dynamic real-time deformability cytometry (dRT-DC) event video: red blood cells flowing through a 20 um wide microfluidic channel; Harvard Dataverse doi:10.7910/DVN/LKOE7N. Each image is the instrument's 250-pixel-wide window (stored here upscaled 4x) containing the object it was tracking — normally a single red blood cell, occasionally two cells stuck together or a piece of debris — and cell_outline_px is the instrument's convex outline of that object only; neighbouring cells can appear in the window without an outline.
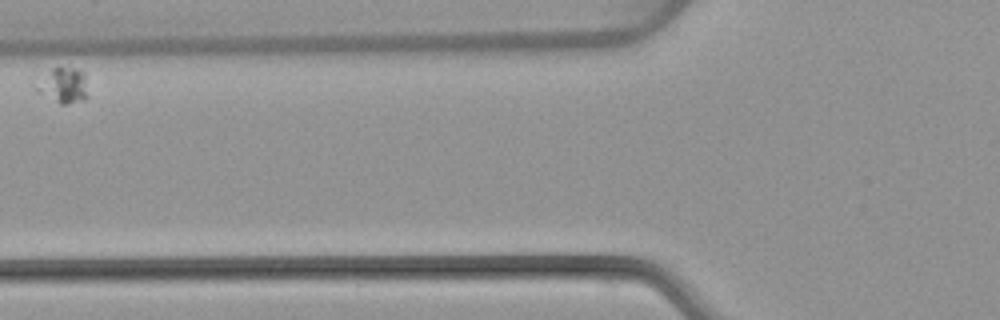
{"species": "common noctule bat (a hibernating species)", "species_latin": "Nyctalus noctula", "temperature_condition": "warm", "stored_images_in_passage": 5, "camera_frame_rate_fps": 3000, "um_per_image_px": 0.085, "animal": {"sex": "female", "body_mass_g": 22.7, "forearm_length_mm": 54.2}, "frame": {"image": 1, "passage_image": 2, "time_ms": 2.0, "image_size_px": [1000, 320], "cell_outline_px": [[88, 96], [84, 100], [68, 104], [60, 104], [32, 88], [32, 84], [52, 68], [72, 68], [84, 72]], "centroid_in_image_um": [5.34, 7.27], "position_along_channel_um": 120.5, "area_um2": 10.75}}